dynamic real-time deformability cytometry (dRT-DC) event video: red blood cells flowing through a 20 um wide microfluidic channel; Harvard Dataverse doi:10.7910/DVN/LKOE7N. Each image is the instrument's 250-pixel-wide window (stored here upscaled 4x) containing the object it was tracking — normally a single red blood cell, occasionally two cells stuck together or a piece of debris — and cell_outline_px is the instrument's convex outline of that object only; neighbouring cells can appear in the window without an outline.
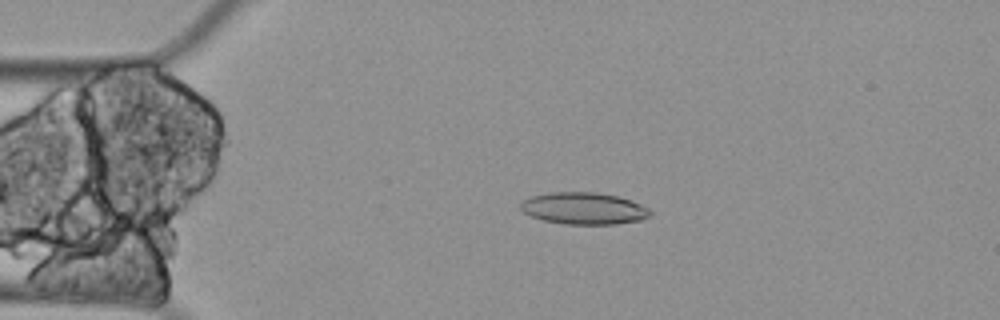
{"species": "Egyptian fruit bat (a non-hibernating species)", "species_latin": "Rousettus aegyptiacus", "temperature_condition": "cold", "stored_images_in_passage": 60, "camera_frame_rate_fps": 3000, "um_per_image_px": 0.085, "animal": {"sex": "female"}, "frame": {"image": 1, "passage_image": 13, "time_ms": 4.0, "image_size_px": [1000, 320], "cell_outline_px": [[652, 216], [640, 220], [616, 224], [564, 224], [544, 220], [532, 216], [524, 212], [520, 208], [520, 204], [524, 200], [532, 196], [548, 192], [596, 192], [616, 196], [632, 200], [648, 208], [652, 212]], "centroid_in_image_um": [49.65, 17.71], "position_along_channel_um": 35.4, "area_um2": 24.1}}
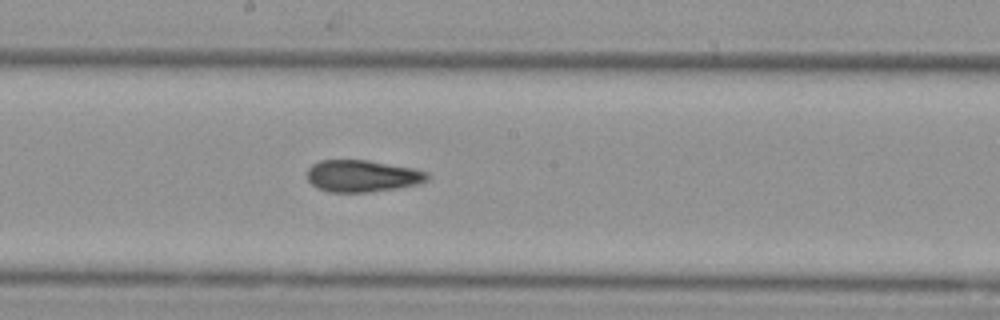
{"frame": {"image": 2, "passage_image": 32, "time_ms": 10.333, "image_size_px": [1000, 320], "cell_outline_px": [[428, 180], [420, 184], [372, 192], [328, 192], [316, 188], [308, 180], [308, 168], [312, 164], [320, 160], [368, 160], [412, 168], [428, 172]], "centroid_in_image_um": [30.79, 14.96], "position_along_channel_um": 217.4, "area_um2": 22.43}}
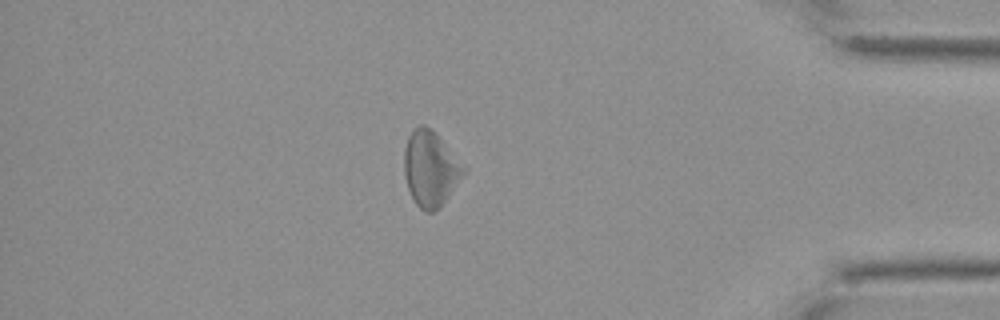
{"frame": {"image": 3, "passage_image": 52, "time_ms": 17.0, "image_size_px": [1000, 320], "cell_outline_px": [[468, 172], [440, 208], [432, 212], [424, 212], [416, 204], [408, 188], [404, 176], [404, 148], [408, 136], [412, 128], [420, 124], [424, 124], [468, 168]], "centroid_in_image_um": [36.6, 14.37], "position_along_channel_um": 398.6, "area_um2": 26.24}}